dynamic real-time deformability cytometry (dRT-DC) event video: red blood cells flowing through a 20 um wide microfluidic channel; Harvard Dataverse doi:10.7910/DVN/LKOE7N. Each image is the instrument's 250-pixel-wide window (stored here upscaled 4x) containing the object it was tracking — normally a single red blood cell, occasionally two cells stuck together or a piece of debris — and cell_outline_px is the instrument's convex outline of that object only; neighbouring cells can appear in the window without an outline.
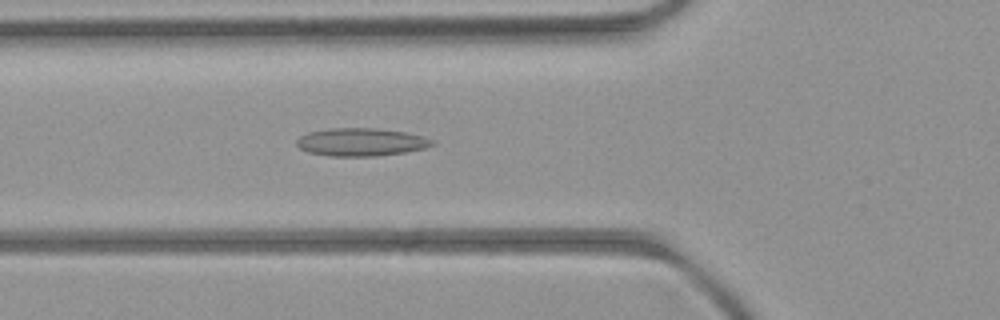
{"species": "common noctule bat (a hibernating species)", "species_latin": "Nyctalus noctula", "temperature_condition": "room temperature", "stored_images_in_passage": 34, "camera_frame_rate_fps": 3000, "um_per_image_px": 0.085, "animal": {"sex": "female", "body_mass_g": 21.9}, "frame": {"image": 1, "passage_image": 19, "time_ms": 6.0, "image_size_px": [1000, 320], "cell_outline_px": [[436, 144], [424, 148], [404, 152], [376, 156], [328, 156], [308, 152], [300, 148], [296, 144], [296, 140], [300, 136], [308, 132], [328, 128], [376, 128], [404, 132], [424, 136], [436, 140]], "centroid_in_image_um": [30.7, 12.07], "position_along_channel_um": 95.1, "area_um2": 22.2}}
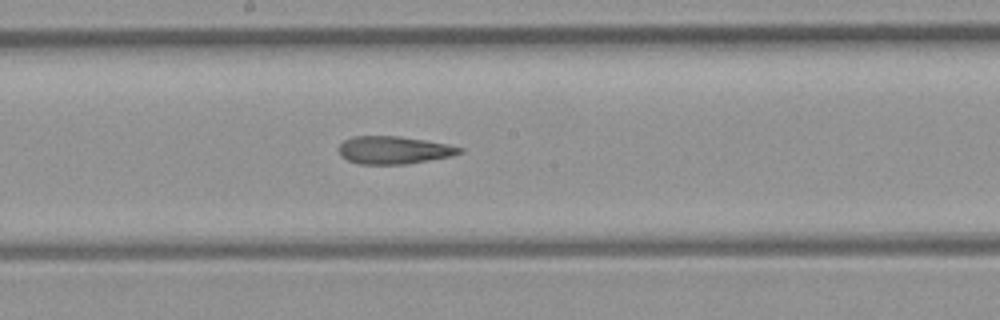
{"frame": {"image": 2, "passage_image": 28, "time_ms": 9.0, "image_size_px": [1000, 320], "cell_outline_px": [[464, 152], [452, 156], [404, 164], [360, 164], [348, 160], [340, 156], [340, 144], [344, 140], [352, 136], [400, 136], [448, 144], [464, 148]], "centroid_in_image_um": [33.49, 12.75], "position_along_channel_um": 214.7, "area_um2": 19.48}}
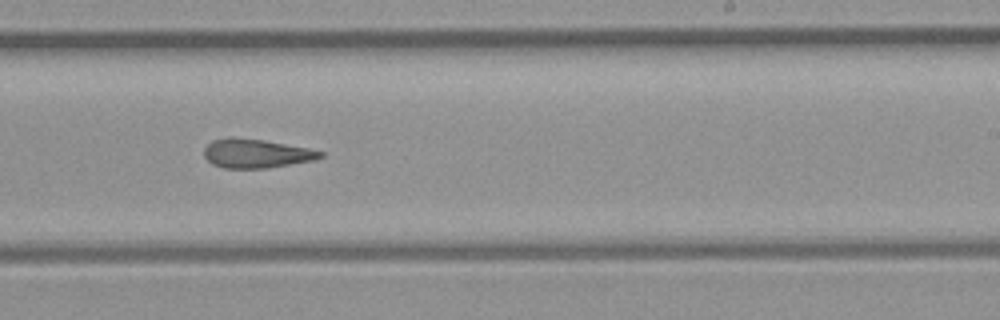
{"frame": {"image": 3, "passage_image": 32, "time_ms": 10.333, "image_size_px": [1000, 320], "cell_outline_px": [[324, 156], [316, 160], [268, 168], [224, 168], [212, 164], [204, 156], [204, 148], [212, 140], [228, 136], [232, 136], [264, 140], [308, 148], [324, 152]], "centroid_in_image_um": [21.77, 13.04], "position_along_channel_um": 267.2, "area_um2": 19.83}}